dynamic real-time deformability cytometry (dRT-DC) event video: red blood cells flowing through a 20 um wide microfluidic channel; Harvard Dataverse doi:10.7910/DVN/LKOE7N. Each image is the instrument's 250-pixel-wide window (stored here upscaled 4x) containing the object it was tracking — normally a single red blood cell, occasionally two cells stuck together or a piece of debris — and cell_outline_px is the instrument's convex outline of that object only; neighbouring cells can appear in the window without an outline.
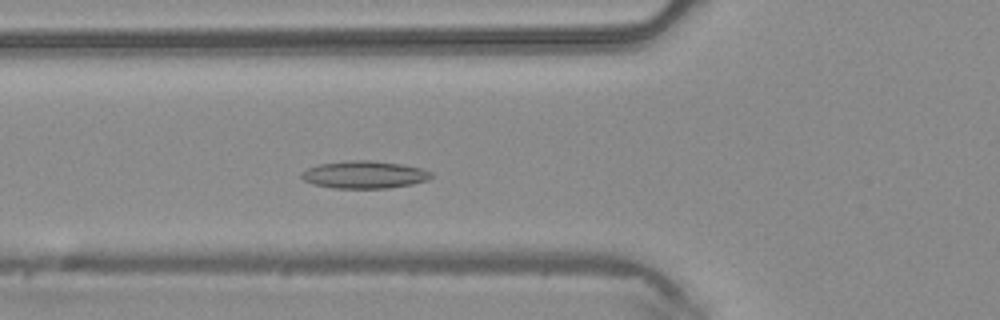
{"species": "common noctule bat (a hibernating species)", "species_latin": "Nyctalus noctula", "temperature_condition": "warm", "stored_images_in_passage": 33, "camera_frame_rate_fps": 3000, "um_per_image_px": 0.085, "animal": {"sex": "male", "body_mass_g": 20.4}, "frame": {"image": 1, "passage_image": 3, "time_ms": 0.667, "image_size_px": [1000, 320], "cell_outline_px": [[432, 176], [428, 180], [412, 184], [388, 188], [336, 188], [312, 184], [304, 180], [300, 176], [300, 172], [308, 168], [320, 164], [352, 160], [368, 160], [400, 164], [420, 168], [432, 172]], "centroid_in_image_um": [30.96, 14.85], "position_along_channel_um": 94.8, "area_um2": 20.63}}
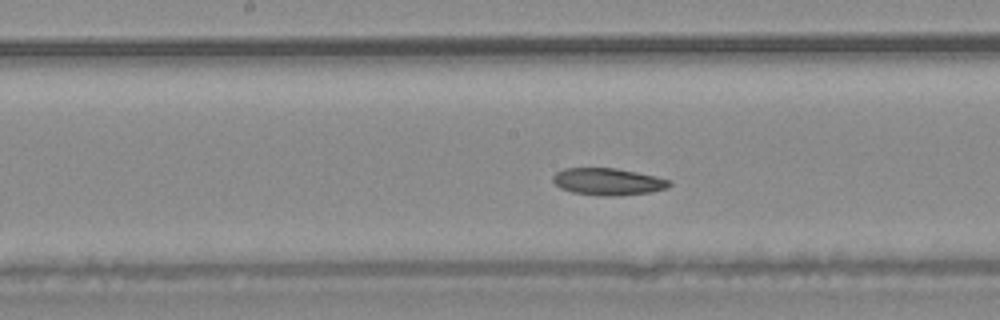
{"frame": {"image": 2, "passage_image": 10, "time_ms": 3.0, "image_size_px": [1000, 320], "cell_outline_px": [[672, 184], [668, 188], [652, 192], [620, 196], [600, 196], [572, 192], [560, 188], [552, 180], [552, 176], [556, 172], [564, 168], [616, 168], [656, 176], [672, 180]], "centroid_in_image_um": [51.71, 15.45], "position_along_channel_um": 196.5, "area_um2": 18.61}}
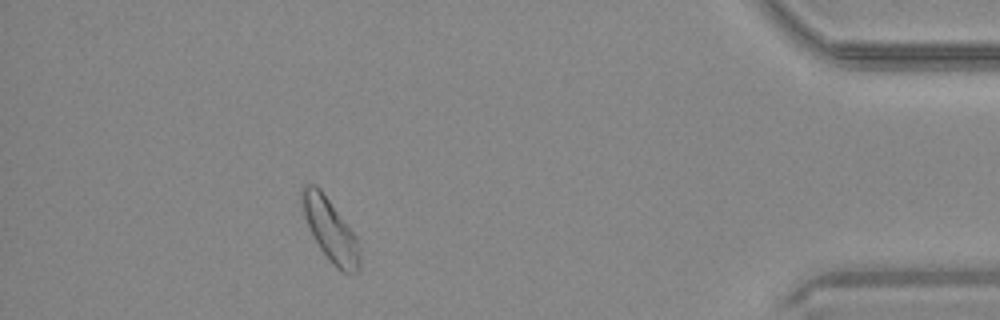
{"frame": {"image": 3, "passage_image": 28, "time_ms": 9.0, "image_size_px": [1000, 320], "cell_outline_px": [[360, 272], [340, 272], [328, 260], [320, 248], [304, 216], [300, 196], [300, 188], [304, 184], [312, 184], [320, 188], [356, 236], [360, 252]], "centroid_in_image_um": [28.07, 19.55], "position_along_channel_um": 407.1, "area_um2": 20.87}}